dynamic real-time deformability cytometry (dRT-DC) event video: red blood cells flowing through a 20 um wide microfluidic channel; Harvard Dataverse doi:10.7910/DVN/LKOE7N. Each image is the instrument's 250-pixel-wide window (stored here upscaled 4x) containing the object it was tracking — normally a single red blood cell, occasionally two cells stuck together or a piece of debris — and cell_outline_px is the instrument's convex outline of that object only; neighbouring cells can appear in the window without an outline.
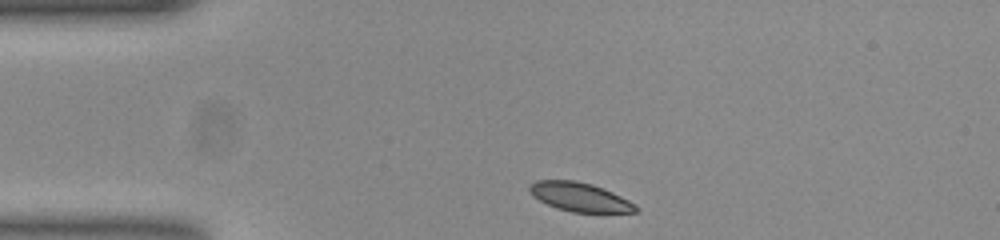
{"species": "common noctule bat (a hibernating species)", "species_latin": "Nyctalus noctula", "temperature_condition": "room temperature", "stored_images_in_passage": 35, "camera_frame_rate_fps": 3000, "um_per_image_px": 0.085, "animal": {"sex": "female", "body_mass_g": 23.0, "forearm_length_mm": 53.4}, "frame": {"image": 1, "passage_image": 1, "time_ms": 0.0, "image_size_px": [1000, 240], "cell_outline_px": [[640, 208], [636, 212], [572, 212], [556, 208], [532, 196], [528, 188], [528, 184], [536, 180], [576, 180], [592, 184], [604, 188], [636, 204]], "centroid_in_image_um": [49.27, 16.73], "position_along_channel_um": 35.7, "area_um2": 17.98}}
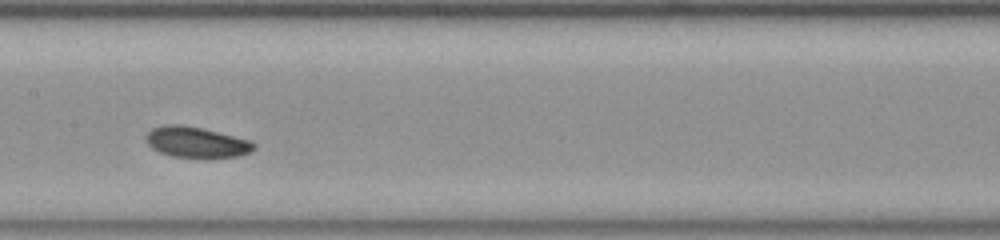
{"frame": {"image": 2, "passage_image": 16, "time_ms": 5.0, "image_size_px": [1000, 240], "cell_outline_px": [[256, 148], [240, 156], [172, 156], [160, 152], [152, 148], [148, 144], [144, 136], [152, 128], [164, 124], [180, 124], [200, 128], [252, 140], [256, 144]], "centroid_in_image_um": [16.67, 12.06], "position_along_channel_um": 190.7, "area_um2": 18.96}}
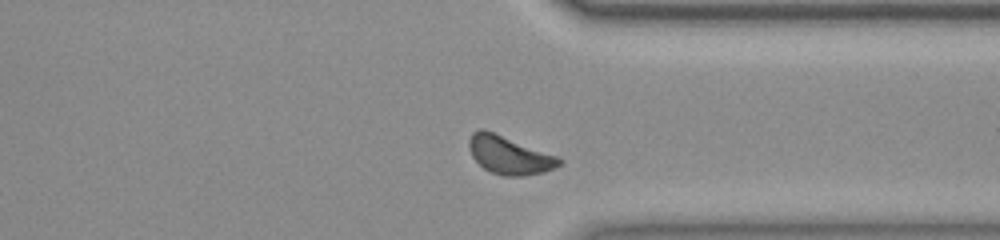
{"frame": {"image": 3, "passage_image": 30, "time_ms": 9.667, "image_size_px": [1000, 240], "cell_outline_px": [[564, 160], [560, 164], [544, 172], [524, 176], [504, 176], [492, 172], [484, 168], [472, 156], [468, 148], [468, 140], [472, 132], [480, 128], [484, 128], [560, 156]], "centroid_in_image_um": [43.3, 13.16], "position_along_channel_um": 368.1, "area_um2": 20.35}}